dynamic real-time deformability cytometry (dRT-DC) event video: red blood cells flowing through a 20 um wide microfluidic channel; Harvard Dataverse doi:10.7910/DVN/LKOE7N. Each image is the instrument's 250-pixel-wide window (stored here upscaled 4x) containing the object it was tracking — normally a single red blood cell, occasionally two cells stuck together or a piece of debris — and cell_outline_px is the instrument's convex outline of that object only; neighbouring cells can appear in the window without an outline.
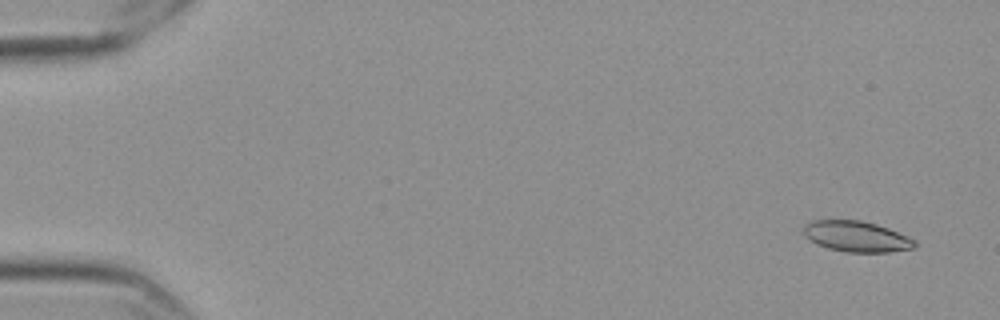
{"species": "Egyptian fruit bat (a non-hibernating species)", "species_latin": "Rousettus aegyptiacus", "temperature_condition": "cold", "stored_images_in_passage": 57, "camera_frame_rate_fps": 3000, "um_per_image_px": 0.085, "frame": {"image": 1, "passage_image": 3, "time_ms": 0.667, "image_size_px": [1000, 320], "cell_outline_px": [[916, 248], [888, 252], [844, 252], [828, 248], [816, 244], [804, 236], [800, 228], [808, 220], [860, 220], [876, 224], [888, 228], [908, 236], [916, 240]], "centroid_in_image_um": [72.75, 20.09], "position_along_channel_um": 12.2, "area_um2": 20.29}}
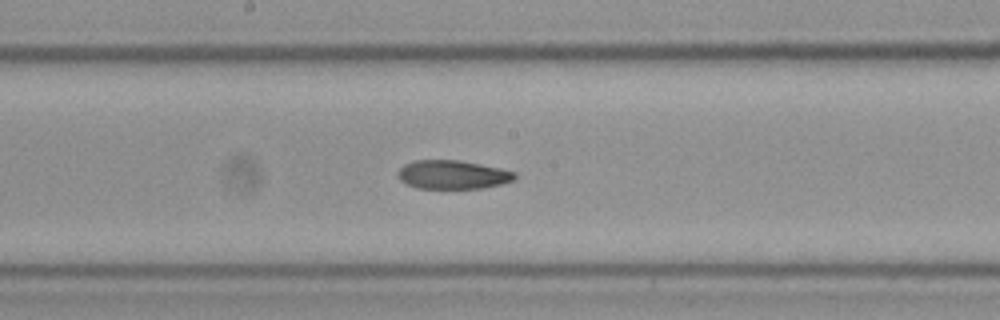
{"frame": {"image": 2, "passage_image": 31, "time_ms": 10.0, "image_size_px": [1000, 320], "cell_outline_px": [[516, 180], [484, 188], [416, 188], [400, 180], [396, 172], [404, 164], [416, 160], [460, 160], [500, 168], [516, 172]], "centroid_in_image_um": [38.48, 14.84], "position_along_channel_um": 209.7, "area_um2": 19.59}}
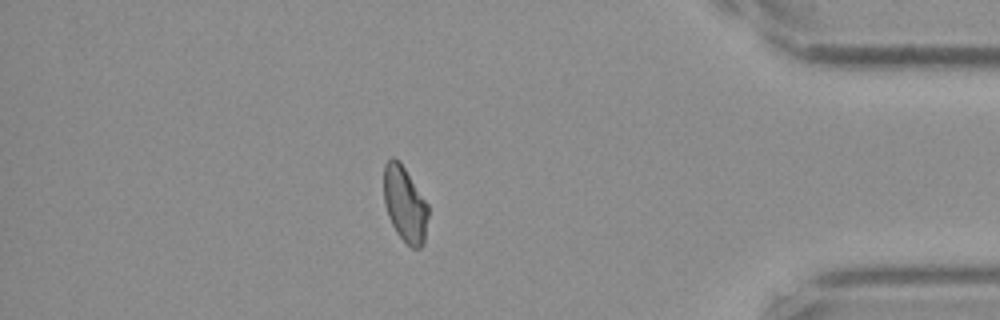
{"frame": {"image": 3, "passage_image": 50, "time_ms": 16.333, "image_size_px": [1000, 320], "cell_outline_px": [[428, 216], [424, 244], [420, 248], [412, 248], [396, 232], [388, 216], [384, 200], [384, 164], [392, 156], [400, 160], [428, 204]], "centroid_in_image_um": [34.42, 17.33], "position_along_channel_um": 400.8, "area_um2": 19.59}, "authors_computed_cell_mechanics": {"area_um2": 20.2878, "velocity_mm_per_s": 3.5626, "shape_relaxation_time_tau1_ms": null, "shape_relaxation_time_tau2_ms": 7.4965, "deformation_change_tau1": null, "deformation_change_tau2": 0.1303}}